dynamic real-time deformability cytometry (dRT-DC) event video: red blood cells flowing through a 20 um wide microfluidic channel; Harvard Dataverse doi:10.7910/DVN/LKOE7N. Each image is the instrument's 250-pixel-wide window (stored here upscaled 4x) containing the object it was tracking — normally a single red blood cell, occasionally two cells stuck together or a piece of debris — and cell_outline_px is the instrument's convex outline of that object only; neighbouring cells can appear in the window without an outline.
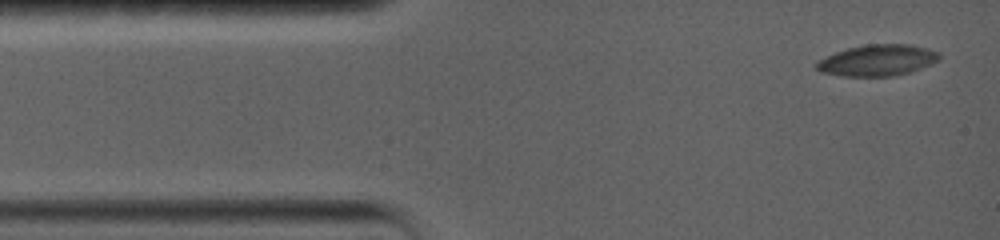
{"species": "common noctule bat (a hibernating species)", "species_latin": "Nyctalus noctula", "temperature_condition": "warm", "stored_images_in_passage": 28, "camera_frame_rate_fps": 5000, "um_per_image_px": 0.085, "animal": {"sex": "female", "body_mass_g": 19.0, "forearm_length_mm": 56.7}, "frame": {"image": 1, "passage_image": 1, "time_ms": 0.0, "image_size_px": [1000, 240], "cell_outline_px": [[940, 60], [932, 64], [912, 72], [896, 76], [844, 76], [820, 72], [816, 68], [816, 60], [836, 52], [848, 48], [864, 44], [912, 44], [928, 48], [940, 52]], "centroid_in_image_um": [74.62, 5.12], "position_along_channel_um": 10.4, "area_um2": 22.72}}
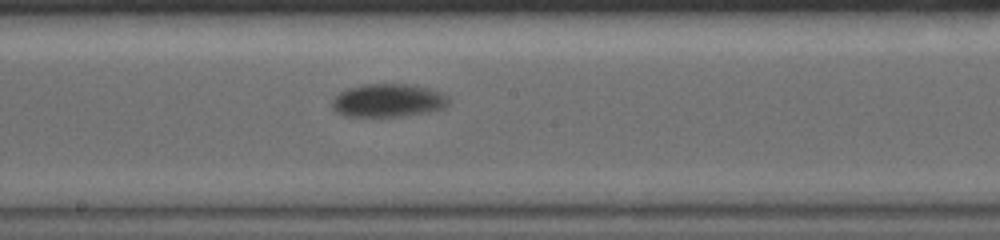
{"frame": {"image": 2, "passage_image": 16, "time_ms": 8.0, "image_size_px": [1000, 240], "cell_outline_px": [[448, 104], [444, 108], [436, 112], [400, 116], [344, 116], [336, 112], [332, 108], [332, 100], [340, 92], [348, 88], [364, 84], [408, 84], [428, 88], [440, 92], [448, 96]], "centroid_in_image_um": [33.01, 8.55], "position_along_channel_um": 215.2, "area_um2": 22.72}}
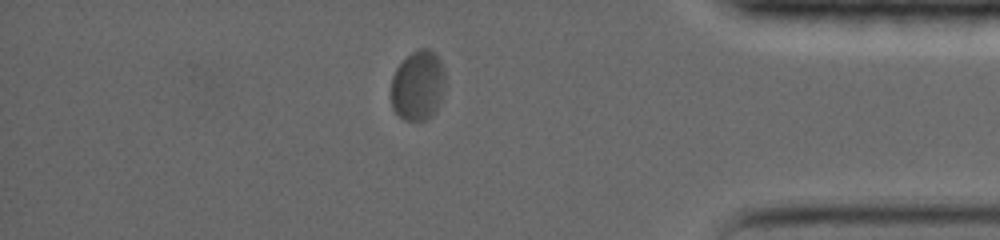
{"frame": {"image": 3, "passage_image": 27, "time_ms": 14.2, "image_size_px": [1000, 240], "cell_outline_px": [[444, 84], [440, 100], [436, 112], [428, 120], [404, 120], [392, 108], [392, 76], [396, 68], [412, 52], [420, 48], [428, 48], [436, 52], [444, 68]], "centroid_in_image_um": [35.54, 7.26], "position_along_channel_um": 399.7, "area_um2": 22.08}, "authors_computed_cell_mechanics": {"area_um2": 22.4264, "velocity_mm_per_s": 3.3963, "shape_relaxation_time_tau1_ms": 7.8273, "shape_relaxation_time_tau2_ms": null, "deformation_change_tau1": 0.2103, "deformation_change_tau2": null}}